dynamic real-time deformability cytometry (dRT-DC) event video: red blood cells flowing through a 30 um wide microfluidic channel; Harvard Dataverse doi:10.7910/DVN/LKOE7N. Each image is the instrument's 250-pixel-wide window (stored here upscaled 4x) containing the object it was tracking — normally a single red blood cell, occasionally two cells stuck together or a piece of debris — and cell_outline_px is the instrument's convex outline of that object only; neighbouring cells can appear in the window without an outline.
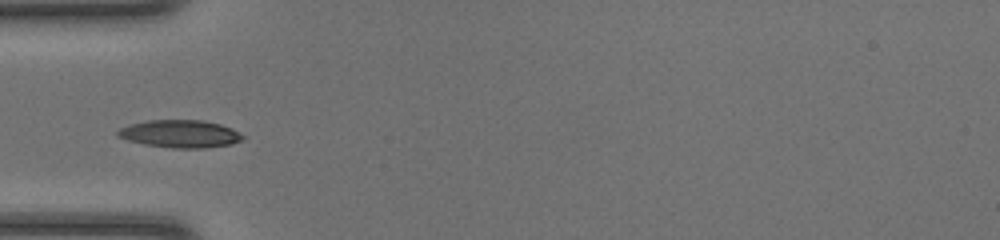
{"species": "common noctule bat (a hibernating species)", "species_latin": "Nyctalus noctula", "temperature_condition": "room temperature", "stored_images_in_passage": 35, "camera_frame_rate_fps": 3000, "um_per_image_px": 0.085, "animal": {"sex": "female", "body_mass_g": 20.0, "forearm_length_mm": 54.0}, "frame": {"image": 1, "passage_image": 3, "time_ms": 0.667, "image_size_px": [1000, 240], "cell_outline_px": [[244, 140], [232, 144], [204, 148], [172, 148], [144, 144], [128, 140], [116, 136], [116, 132], [120, 128], [128, 124], [148, 120], [200, 120], [220, 124], [232, 128], [244, 136]], "centroid_in_image_um": [15.3, 11.37], "position_along_channel_um": 69.7, "area_um2": 20.23}}
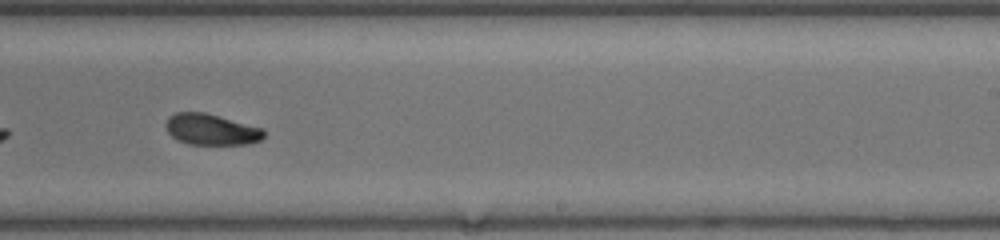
{"frame": {"image": 2, "passage_image": 17, "time_ms": 5.333, "image_size_px": [1000, 240], "cell_outline_px": [[264, 136], [260, 140], [248, 144], [188, 144], [176, 140], [168, 132], [164, 124], [168, 116], [176, 112], [204, 112], [264, 128]], "centroid_in_image_um": [17.93, 11.0], "position_along_channel_um": 271.1, "area_um2": 17.86}}
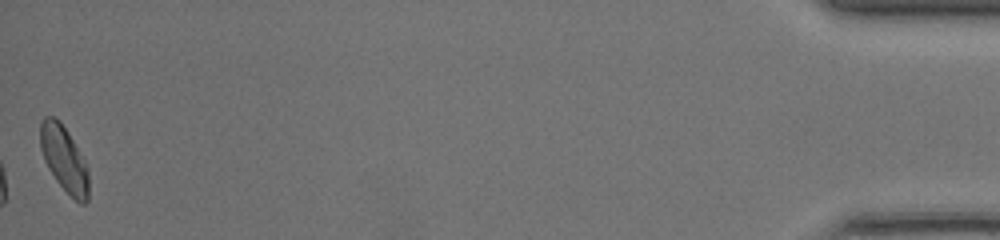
{"frame": {"image": 3, "passage_image": 35, "time_ms": 11.333, "image_size_px": [1000, 240], "cell_outline_px": [[88, 200], [84, 204], [80, 204], [56, 180], [48, 168], [44, 160], [40, 148], [40, 120], [44, 116], [52, 116], [60, 120], [68, 132], [84, 160], [88, 168]], "centroid_in_image_um": [5.43, 13.47], "position_along_channel_um": 429.8, "area_um2": 18.44}, "authors_computed_cell_mechanics": {"area_um2": 18.0336, "velocity_mm_per_s": 4.3038, "shape_relaxation_time_tau1_ms": 2.1243, "shape_relaxation_time_tau2_ms": 1.8578, "deformation_change_tau1": 0.1147, "deformation_change_tau2": 0.0663}}